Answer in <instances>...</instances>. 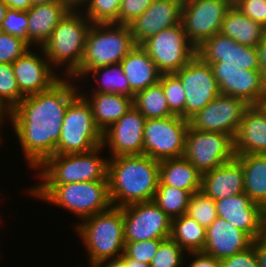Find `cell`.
Here are the masks:
<instances>
[{
	"mask_svg": "<svg viewBox=\"0 0 266 267\" xmlns=\"http://www.w3.org/2000/svg\"><path fill=\"white\" fill-rule=\"evenodd\" d=\"M64 1L71 9H77L82 4L85 5L87 0H62Z\"/></svg>",
	"mask_w": 266,
	"mask_h": 267,
	"instance_id": "f5cc1de1",
	"label": "cell"
},
{
	"mask_svg": "<svg viewBox=\"0 0 266 267\" xmlns=\"http://www.w3.org/2000/svg\"><path fill=\"white\" fill-rule=\"evenodd\" d=\"M71 8L62 0L47 4L33 5L27 10V43L40 45L46 42L56 25Z\"/></svg>",
	"mask_w": 266,
	"mask_h": 267,
	"instance_id": "d4e9b609",
	"label": "cell"
},
{
	"mask_svg": "<svg viewBox=\"0 0 266 267\" xmlns=\"http://www.w3.org/2000/svg\"><path fill=\"white\" fill-rule=\"evenodd\" d=\"M58 0H31L32 6L33 5H41V4H47Z\"/></svg>",
	"mask_w": 266,
	"mask_h": 267,
	"instance_id": "9f6ffc18",
	"label": "cell"
},
{
	"mask_svg": "<svg viewBox=\"0 0 266 267\" xmlns=\"http://www.w3.org/2000/svg\"><path fill=\"white\" fill-rule=\"evenodd\" d=\"M201 191L214 201L244 193L241 162L234 157L221 166L202 174Z\"/></svg>",
	"mask_w": 266,
	"mask_h": 267,
	"instance_id": "cb8c5ba5",
	"label": "cell"
},
{
	"mask_svg": "<svg viewBox=\"0 0 266 267\" xmlns=\"http://www.w3.org/2000/svg\"><path fill=\"white\" fill-rule=\"evenodd\" d=\"M220 94L238 97L249 105L266 99V81L260 71L245 70L232 64H211Z\"/></svg>",
	"mask_w": 266,
	"mask_h": 267,
	"instance_id": "2e32d148",
	"label": "cell"
},
{
	"mask_svg": "<svg viewBox=\"0 0 266 267\" xmlns=\"http://www.w3.org/2000/svg\"><path fill=\"white\" fill-rule=\"evenodd\" d=\"M141 47L149 54L161 74L176 73L196 55L182 23L164 29L145 40Z\"/></svg>",
	"mask_w": 266,
	"mask_h": 267,
	"instance_id": "30bf717a",
	"label": "cell"
},
{
	"mask_svg": "<svg viewBox=\"0 0 266 267\" xmlns=\"http://www.w3.org/2000/svg\"><path fill=\"white\" fill-rule=\"evenodd\" d=\"M256 51L259 59V71L266 81V32L260 43L256 46Z\"/></svg>",
	"mask_w": 266,
	"mask_h": 267,
	"instance_id": "c3c4849f",
	"label": "cell"
},
{
	"mask_svg": "<svg viewBox=\"0 0 266 267\" xmlns=\"http://www.w3.org/2000/svg\"><path fill=\"white\" fill-rule=\"evenodd\" d=\"M191 196L192 194L186 190L159 182L153 201L171 219H174L186 214Z\"/></svg>",
	"mask_w": 266,
	"mask_h": 267,
	"instance_id": "d6a6232c",
	"label": "cell"
},
{
	"mask_svg": "<svg viewBox=\"0 0 266 267\" xmlns=\"http://www.w3.org/2000/svg\"><path fill=\"white\" fill-rule=\"evenodd\" d=\"M235 154H266V106L250 105L234 137Z\"/></svg>",
	"mask_w": 266,
	"mask_h": 267,
	"instance_id": "603a6c76",
	"label": "cell"
},
{
	"mask_svg": "<svg viewBox=\"0 0 266 267\" xmlns=\"http://www.w3.org/2000/svg\"><path fill=\"white\" fill-rule=\"evenodd\" d=\"M170 238L184 251L202 252L206 242V228L192 217L183 214L172 219Z\"/></svg>",
	"mask_w": 266,
	"mask_h": 267,
	"instance_id": "4dcf8cb0",
	"label": "cell"
},
{
	"mask_svg": "<svg viewBox=\"0 0 266 267\" xmlns=\"http://www.w3.org/2000/svg\"><path fill=\"white\" fill-rule=\"evenodd\" d=\"M70 9L41 46L52 68L66 63L69 79L80 70L88 30L92 23L83 13ZM89 22V23H88Z\"/></svg>",
	"mask_w": 266,
	"mask_h": 267,
	"instance_id": "277c9868",
	"label": "cell"
},
{
	"mask_svg": "<svg viewBox=\"0 0 266 267\" xmlns=\"http://www.w3.org/2000/svg\"><path fill=\"white\" fill-rule=\"evenodd\" d=\"M252 243L253 239L247 233L217 216L206 228V242L202 252L221 260L248 249Z\"/></svg>",
	"mask_w": 266,
	"mask_h": 267,
	"instance_id": "7402d4cb",
	"label": "cell"
},
{
	"mask_svg": "<svg viewBox=\"0 0 266 267\" xmlns=\"http://www.w3.org/2000/svg\"><path fill=\"white\" fill-rule=\"evenodd\" d=\"M220 267H259L254 251V240L248 249L221 259Z\"/></svg>",
	"mask_w": 266,
	"mask_h": 267,
	"instance_id": "f6af8a7d",
	"label": "cell"
},
{
	"mask_svg": "<svg viewBox=\"0 0 266 267\" xmlns=\"http://www.w3.org/2000/svg\"><path fill=\"white\" fill-rule=\"evenodd\" d=\"M265 32L266 28L263 25L245 16L234 4L226 12L220 29L221 34L229 36L242 45L255 48Z\"/></svg>",
	"mask_w": 266,
	"mask_h": 267,
	"instance_id": "f1b7e54d",
	"label": "cell"
},
{
	"mask_svg": "<svg viewBox=\"0 0 266 267\" xmlns=\"http://www.w3.org/2000/svg\"><path fill=\"white\" fill-rule=\"evenodd\" d=\"M103 145L85 153L55 154L38 168L41 184H67L74 182L108 180V160L98 156ZM43 170V171H42Z\"/></svg>",
	"mask_w": 266,
	"mask_h": 267,
	"instance_id": "52a82bcc",
	"label": "cell"
},
{
	"mask_svg": "<svg viewBox=\"0 0 266 267\" xmlns=\"http://www.w3.org/2000/svg\"><path fill=\"white\" fill-rule=\"evenodd\" d=\"M102 145V132L96 126L93 112L84 95H77L64 115L56 154L89 152Z\"/></svg>",
	"mask_w": 266,
	"mask_h": 267,
	"instance_id": "ba28073f",
	"label": "cell"
},
{
	"mask_svg": "<svg viewBox=\"0 0 266 267\" xmlns=\"http://www.w3.org/2000/svg\"><path fill=\"white\" fill-rule=\"evenodd\" d=\"M196 257L189 267H220V260L203 252H189Z\"/></svg>",
	"mask_w": 266,
	"mask_h": 267,
	"instance_id": "bcb514c9",
	"label": "cell"
},
{
	"mask_svg": "<svg viewBox=\"0 0 266 267\" xmlns=\"http://www.w3.org/2000/svg\"><path fill=\"white\" fill-rule=\"evenodd\" d=\"M233 4L245 16L266 28V0H233Z\"/></svg>",
	"mask_w": 266,
	"mask_h": 267,
	"instance_id": "7bdbcfd3",
	"label": "cell"
},
{
	"mask_svg": "<svg viewBox=\"0 0 266 267\" xmlns=\"http://www.w3.org/2000/svg\"><path fill=\"white\" fill-rule=\"evenodd\" d=\"M202 174L183 156L159 161V182L186 190L201 191Z\"/></svg>",
	"mask_w": 266,
	"mask_h": 267,
	"instance_id": "4316f807",
	"label": "cell"
},
{
	"mask_svg": "<svg viewBox=\"0 0 266 267\" xmlns=\"http://www.w3.org/2000/svg\"><path fill=\"white\" fill-rule=\"evenodd\" d=\"M145 121L140 111L132 106L102 132V145L110 147L112 157L143 154Z\"/></svg>",
	"mask_w": 266,
	"mask_h": 267,
	"instance_id": "e0dca14e",
	"label": "cell"
},
{
	"mask_svg": "<svg viewBox=\"0 0 266 267\" xmlns=\"http://www.w3.org/2000/svg\"><path fill=\"white\" fill-rule=\"evenodd\" d=\"M99 72H102V78H100V75H97V73L100 74ZM89 73L95 78L98 76L99 79L96 78V80H100L99 82H101L99 87L94 89L95 91H93V93H115L131 97L129 81L125 77L120 63L98 67L91 70Z\"/></svg>",
	"mask_w": 266,
	"mask_h": 267,
	"instance_id": "836d02e7",
	"label": "cell"
},
{
	"mask_svg": "<svg viewBox=\"0 0 266 267\" xmlns=\"http://www.w3.org/2000/svg\"><path fill=\"white\" fill-rule=\"evenodd\" d=\"M135 46L128 25L92 24L86 36L80 70L73 77H84L95 68L120 63Z\"/></svg>",
	"mask_w": 266,
	"mask_h": 267,
	"instance_id": "5b68a950",
	"label": "cell"
},
{
	"mask_svg": "<svg viewBox=\"0 0 266 267\" xmlns=\"http://www.w3.org/2000/svg\"><path fill=\"white\" fill-rule=\"evenodd\" d=\"M233 0H183L181 23L190 42L197 48L220 32Z\"/></svg>",
	"mask_w": 266,
	"mask_h": 267,
	"instance_id": "7c38bea8",
	"label": "cell"
},
{
	"mask_svg": "<svg viewBox=\"0 0 266 267\" xmlns=\"http://www.w3.org/2000/svg\"><path fill=\"white\" fill-rule=\"evenodd\" d=\"M124 0H87L86 18L92 24H119V12ZM88 3V4H87Z\"/></svg>",
	"mask_w": 266,
	"mask_h": 267,
	"instance_id": "e575fe53",
	"label": "cell"
},
{
	"mask_svg": "<svg viewBox=\"0 0 266 267\" xmlns=\"http://www.w3.org/2000/svg\"><path fill=\"white\" fill-rule=\"evenodd\" d=\"M10 9L27 11L32 7L31 0H1Z\"/></svg>",
	"mask_w": 266,
	"mask_h": 267,
	"instance_id": "681fc988",
	"label": "cell"
},
{
	"mask_svg": "<svg viewBox=\"0 0 266 267\" xmlns=\"http://www.w3.org/2000/svg\"><path fill=\"white\" fill-rule=\"evenodd\" d=\"M120 208L125 243L170 238L172 219L154 201L132 203Z\"/></svg>",
	"mask_w": 266,
	"mask_h": 267,
	"instance_id": "4fadbf2b",
	"label": "cell"
},
{
	"mask_svg": "<svg viewBox=\"0 0 266 267\" xmlns=\"http://www.w3.org/2000/svg\"><path fill=\"white\" fill-rule=\"evenodd\" d=\"M23 98L12 64H0V105L11 112Z\"/></svg>",
	"mask_w": 266,
	"mask_h": 267,
	"instance_id": "d590c367",
	"label": "cell"
},
{
	"mask_svg": "<svg viewBox=\"0 0 266 267\" xmlns=\"http://www.w3.org/2000/svg\"><path fill=\"white\" fill-rule=\"evenodd\" d=\"M186 214L205 228H208L218 216L215 201L202 191L192 194Z\"/></svg>",
	"mask_w": 266,
	"mask_h": 267,
	"instance_id": "74e56055",
	"label": "cell"
},
{
	"mask_svg": "<svg viewBox=\"0 0 266 267\" xmlns=\"http://www.w3.org/2000/svg\"><path fill=\"white\" fill-rule=\"evenodd\" d=\"M87 96L96 126L105 131L118 121L133 106V97L115 93H93L90 100Z\"/></svg>",
	"mask_w": 266,
	"mask_h": 267,
	"instance_id": "83f0119b",
	"label": "cell"
},
{
	"mask_svg": "<svg viewBox=\"0 0 266 267\" xmlns=\"http://www.w3.org/2000/svg\"><path fill=\"white\" fill-rule=\"evenodd\" d=\"M159 82L173 115L185 119V90L179 77L175 74H161Z\"/></svg>",
	"mask_w": 266,
	"mask_h": 267,
	"instance_id": "8d00e7d4",
	"label": "cell"
},
{
	"mask_svg": "<svg viewBox=\"0 0 266 267\" xmlns=\"http://www.w3.org/2000/svg\"><path fill=\"white\" fill-rule=\"evenodd\" d=\"M254 251L259 267H266V233L254 240Z\"/></svg>",
	"mask_w": 266,
	"mask_h": 267,
	"instance_id": "7dc6e473",
	"label": "cell"
},
{
	"mask_svg": "<svg viewBox=\"0 0 266 267\" xmlns=\"http://www.w3.org/2000/svg\"><path fill=\"white\" fill-rule=\"evenodd\" d=\"M183 249L171 238L163 240L150 267H180L184 261Z\"/></svg>",
	"mask_w": 266,
	"mask_h": 267,
	"instance_id": "f35d334b",
	"label": "cell"
},
{
	"mask_svg": "<svg viewBox=\"0 0 266 267\" xmlns=\"http://www.w3.org/2000/svg\"><path fill=\"white\" fill-rule=\"evenodd\" d=\"M133 106L146 118H166L173 114L160 82L143 89L133 97Z\"/></svg>",
	"mask_w": 266,
	"mask_h": 267,
	"instance_id": "1f68e13d",
	"label": "cell"
},
{
	"mask_svg": "<svg viewBox=\"0 0 266 267\" xmlns=\"http://www.w3.org/2000/svg\"><path fill=\"white\" fill-rule=\"evenodd\" d=\"M32 195L74 212L79 219L93 216L112 207L108 180L67 184H40L30 189Z\"/></svg>",
	"mask_w": 266,
	"mask_h": 267,
	"instance_id": "3957f363",
	"label": "cell"
},
{
	"mask_svg": "<svg viewBox=\"0 0 266 267\" xmlns=\"http://www.w3.org/2000/svg\"><path fill=\"white\" fill-rule=\"evenodd\" d=\"M29 49L30 45L25 40L2 32L0 35V64H12Z\"/></svg>",
	"mask_w": 266,
	"mask_h": 267,
	"instance_id": "ab89813d",
	"label": "cell"
},
{
	"mask_svg": "<svg viewBox=\"0 0 266 267\" xmlns=\"http://www.w3.org/2000/svg\"><path fill=\"white\" fill-rule=\"evenodd\" d=\"M5 116H9V112L0 105V124L3 122L2 120H4ZM0 138H1V136H0ZM0 141H1V139H0Z\"/></svg>",
	"mask_w": 266,
	"mask_h": 267,
	"instance_id": "11a10c76",
	"label": "cell"
},
{
	"mask_svg": "<svg viewBox=\"0 0 266 267\" xmlns=\"http://www.w3.org/2000/svg\"><path fill=\"white\" fill-rule=\"evenodd\" d=\"M196 49V54L210 65L232 64L241 69L259 71L256 48L242 45L220 32L206 39Z\"/></svg>",
	"mask_w": 266,
	"mask_h": 267,
	"instance_id": "ac0fdd59",
	"label": "cell"
},
{
	"mask_svg": "<svg viewBox=\"0 0 266 267\" xmlns=\"http://www.w3.org/2000/svg\"><path fill=\"white\" fill-rule=\"evenodd\" d=\"M184 157L203 174L235 157L234 139L228 134L195 130L189 126Z\"/></svg>",
	"mask_w": 266,
	"mask_h": 267,
	"instance_id": "8fae6325",
	"label": "cell"
},
{
	"mask_svg": "<svg viewBox=\"0 0 266 267\" xmlns=\"http://www.w3.org/2000/svg\"><path fill=\"white\" fill-rule=\"evenodd\" d=\"M163 240L165 239L127 242L125 243L124 253L121 257H129L150 265Z\"/></svg>",
	"mask_w": 266,
	"mask_h": 267,
	"instance_id": "60d3db41",
	"label": "cell"
},
{
	"mask_svg": "<svg viewBox=\"0 0 266 267\" xmlns=\"http://www.w3.org/2000/svg\"><path fill=\"white\" fill-rule=\"evenodd\" d=\"M121 258L125 261L127 267H150L149 264L140 262L136 259H131L129 257H121Z\"/></svg>",
	"mask_w": 266,
	"mask_h": 267,
	"instance_id": "816d5d0a",
	"label": "cell"
},
{
	"mask_svg": "<svg viewBox=\"0 0 266 267\" xmlns=\"http://www.w3.org/2000/svg\"><path fill=\"white\" fill-rule=\"evenodd\" d=\"M120 65L129 81L131 97L160 80L161 73L141 45H136L120 62Z\"/></svg>",
	"mask_w": 266,
	"mask_h": 267,
	"instance_id": "484cf974",
	"label": "cell"
},
{
	"mask_svg": "<svg viewBox=\"0 0 266 267\" xmlns=\"http://www.w3.org/2000/svg\"><path fill=\"white\" fill-rule=\"evenodd\" d=\"M76 86L59 79L49 89L25 96L9 112L15 134L29 166L38 167L56 154V145L69 103L80 94Z\"/></svg>",
	"mask_w": 266,
	"mask_h": 267,
	"instance_id": "6da1fadb",
	"label": "cell"
},
{
	"mask_svg": "<svg viewBox=\"0 0 266 267\" xmlns=\"http://www.w3.org/2000/svg\"><path fill=\"white\" fill-rule=\"evenodd\" d=\"M107 179L113 207L153 201L159 183V161L144 154L112 157Z\"/></svg>",
	"mask_w": 266,
	"mask_h": 267,
	"instance_id": "7a4b0ae2",
	"label": "cell"
},
{
	"mask_svg": "<svg viewBox=\"0 0 266 267\" xmlns=\"http://www.w3.org/2000/svg\"><path fill=\"white\" fill-rule=\"evenodd\" d=\"M249 106L241 98L219 94L194 115L189 123L195 130L220 132L234 139Z\"/></svg>",
	"mask_w": 266,
	"mask_h": 267,
	"instance_id": "9a60e30c",
	"label": "cell"
},
{
	"mask_svg": "<svg viewBox=\"0 0 266 267\" xmlns=\"http://www.w3.org/2000/svg\"><path fill=\"white\" fill-rule=\"evenodd\" d=\"M27 27V12L8 8L1 25L3 32L19 37L27 42Z\"/></svg>",
	"mask_w": 266,
	"mask_h": 267,
	"instance_id": "b9f144b4",
	"label": "cell"
},
{
	"mask_svg": "<svg viewBox=\"0 0 266 267\" xmlns=\"http://www.w3.org/2000/svg\"><path fill=\"white\" fill-rule=\"evenodd\" d=\"M152 1L153 0H124L120 7L119 24H130L151 6Z\"/></svg>",
	"mask_w": 266,
	"mask_h": 267,
	"instance_id": "ee69618b",
	"label": "cell"
},
{
	"mask_svg": "<svg viewBox=\"0 0 266 267\" xmlns=\"http://www.w3.org/2000/svg\"><path fill=\"white\" fill-rule=\"evenodd\" d=\"M244 173V192L266 210V154H235Z\"/></svg>",
	"mask_w": 266,
	"mask_h": 267,
	"instance_id": "f546056e",
	"label": "cell"
},
{
	"mask_svg": "<svg viewBox=\"0 0 266 267\" xmlns=\"http://www.w3.org/2000/svg\"><path fill=\"white\" fill-rule=\"evenodd\" d=\"M189 126L188 120L176 115L146 119L143 154L157 161L183 157Z\"/></svg>",
	"mask_w": 266,
	"mask_h": 267,
	"instance_id": "9c48e42d",
	"label": "cell"
},
{
	"mask_svg": "<svg viewBox=\"0 0 266 267\" xmlns=\"http://www.w3.org/2000/svg\"><path fill=\"white\" fill-rule=\"evenodd\" d=\"M183 0H153L151 6L128 24L134 43L141 45L164 29L181 23Z\"/></svg>",
	"mask_w": 266,
	"mask_h": 267,
	"instance_id": "ffe728a7",
	"label": "cell"
},
{
	"mask_svg": "<svg viewBox=\"0 0 266 267\" xmlns=\"http://www.w3.org/2000/svg\"><path fill=\"white\" fill-rule=\"evenodd\" d=\"M185 90V120H190L219 94L212 67L197 54L175 73Z\"/></svg>",
	"mask_w": 266,
	"mask_h": 267,
	"instance_id": "5bb4252c",
	"label": "cell"
},
{
	"mask_svg": "<svg viewBox=\"0 0 266 267\" xmlns=\"http://www.w3.org/2000/svg\"><path fill=\"white\" fill-rule=\"evenodd\" d=\"M219 217L231 222L253 240L266 233V210L244 192L215 201Z\"/></svg>",
	"mask_w": 266,
	"mask_h": 267,
	"instance_id": "d6986e66",
	"label": "cell"
},
{
	"mask_svg": "<svg viewBox=\"0 0 266 267\" xmlns=\"http://www.w3.org/2000/svg\"><path fill=\"white\" fill-rule=\"evenodd\" d=\"M76 225L89 252L90 265L120 258L124 253V222L120 207H111ZM120 253V254H119Z\"/></svg>",
	"mask_w": 266,
	"mask_h": 267,
	"instance_id": "8992f818",
	"label": "cell"
},
{
	"mask_svg": "<svg viewBox=\"0 0 266 267\" xmlns=\"http://www.w3.org/2000/svg\"><path fill=\"white\" fill-rule=\"evenodd\" d=\"M8 8L9 7L0 0V27L2 25L3 19L5 18Z\"/></svg>",
	"mask_w": 266,
	"mask_h": 267,
	"instance_id": "db71d44e",
	"label": "cell"
},
{
	"mask_svg": "<svg viewBox=\"0 0 266 267\" xmlns=\"http://www.w3.org/2000/svg\"><path fill=\"white\" fill-rule=\"evenodd\" d=\"M20 93L25 97L49 89L60 78L45 57L29 49L12 63Z\"/></svg>",
	"mask_w": 266,
	"mask_h": 267,
	"instance_id": "44dd1931",
	"label": "cell"
},
{
	"mask_svg": "<svg viewBox=\"0 0 266 267\" xmlns=\"http://www.w3.org/2000/svg\"><path fill=\"white\" fill-rule=\"evenodd\" d=\"M105 261L94 264V267H127L125 261L120 257L109 260L106 264Z\"/></svg>",
	"mask_w": 266,
	"mask_h": 267,
	"instance_id": "f907efd6",
	"label": "cell"
}]
</instances>
